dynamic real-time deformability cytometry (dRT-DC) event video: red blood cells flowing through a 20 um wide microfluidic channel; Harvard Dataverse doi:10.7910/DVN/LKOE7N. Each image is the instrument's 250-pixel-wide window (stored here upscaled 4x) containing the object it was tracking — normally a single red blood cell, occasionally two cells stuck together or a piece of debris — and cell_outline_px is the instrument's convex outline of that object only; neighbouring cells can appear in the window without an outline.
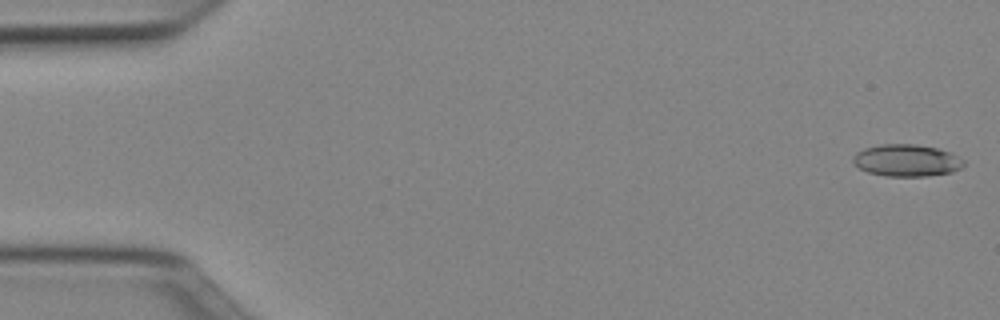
{"species": "Egyptian fruit bat (a non-hibernating species)", "species_latin": "Rousettus aegyptiacus", "temperature_condition": "cold", "stored_images_in_passage": 45, "camera_frame_rate_fps": 3000, "um_per_image_px": 0.085, "animal": {"sex": "female"}, "frame": {"image": 1, "passage_image": 1, "time_ms": 0.0, "image_size_px": [1000, 320], "cell_outline_px": [[964, 164], [960, 168], [952, 172], [924, 176], [884, 176], [868, 172], [860, 168], [852, 160], [852, 156], [856, 152], [864, 148], [880, 144], [916, 144], [936, 148], [948, 152], [964, 160]], "centroid_in_image_um": [77.03, 13.63], "position_along_channel_um": 8.0, "area_um2": 20.52}}
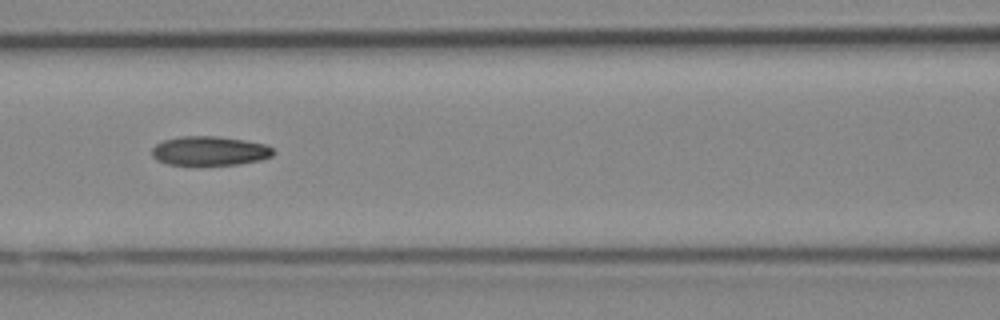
{"frame": {"image": 2, "passage_image": 22, "time_ms": 7.0, "image_size_px": [1000, 320], "cell_outline_px": [[276, 152], [272, 156], [260, 160], [240, 164], [168, 164], [156, 160], [152, 156], [152, 148], [156, 144], [164, 140], [180, 136], [216, 136], [244, 140], [264, 144], [272, 148]], "centroid_in_image_um": [17.82, 12.82], "position_along_channel_um": 148.8, "area_um2": 20.52}}
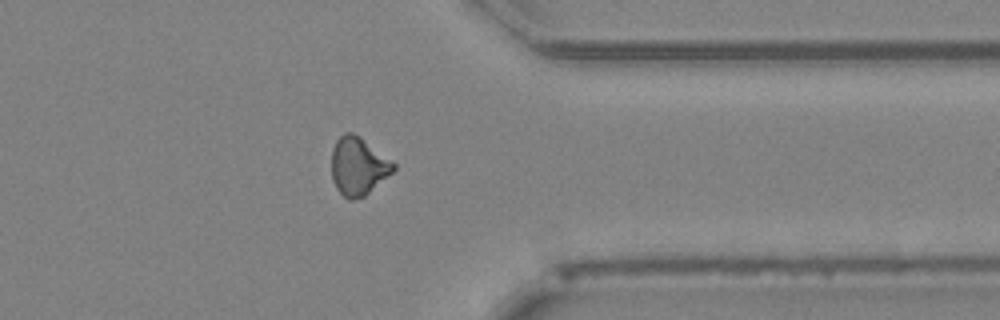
{"frame": {"image": 3, "passage_image": 40, "time_ms": 13.0, "image_size_px": [1000, 320], "cell_outline_px": [[396, 168], [392, 172], [364, 196], [352, 200], [348, 200], [336, 188], [332, 180], [332, 148], [336, 140], [344, 132], [352, 132], [360, 136], [392, 160], [396, 164]], "centroid_in_image_um": [30.44, 14.1], "position_along_channel_um": 381.0, "area_um2": 20.92}, "authors_computed_cell_mechanics": {"area_um2": 20.5768, "velocity_mm_per_s": 4.0066, "shape_relaxation_time_tau1_ms": null, "shape_relaxation_time_tau2_ms": 7.9428, "deformation_change_tau1": null, "deformation_change_tau2": 0.1673}}